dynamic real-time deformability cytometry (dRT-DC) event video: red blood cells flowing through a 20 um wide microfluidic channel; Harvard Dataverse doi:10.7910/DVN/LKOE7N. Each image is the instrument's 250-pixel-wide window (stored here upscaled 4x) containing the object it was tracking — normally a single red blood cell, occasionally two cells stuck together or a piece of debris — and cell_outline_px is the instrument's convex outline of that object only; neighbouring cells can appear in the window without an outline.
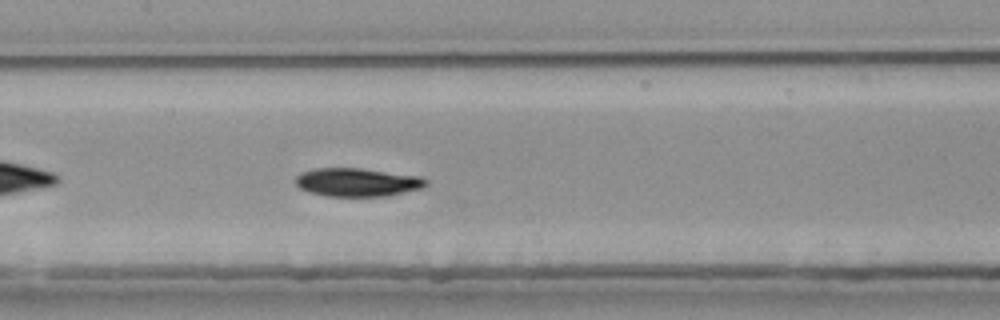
{"species": "common noctule bat (a hibernating species)", "species_latin": "Nyctalus noctula", "temperature_condition": "room temperature", "stored_images_in_passage": 39, "camera_frame_rate_fps": 3000, "um_per_image_px": 0.085, "animal": {"sex": "female", "body_mass_g": 25.1}, "frame": {"image": 1, "passage_image": 12, "time_ms": 3.667, "image_size_px": [1000, 320], "cell_outline_px": [[428, 184], [424, 188], [388, 196], [328, 196], [308, 192], [300, 188], [296, 184], [296, 176], [300, 172], [316, 168], [360, 168], [420, 176], [428, 180]], "centroid_in_image_um": [30.4, 15.49], "position_along_channel_um": 177.0, "area_um2": 21.73}, "authors_computed_cell_mechanics": {"area_um2": 21.7328, "velocity_mm_per_s": 3.7653, "shape_relaxation_time_tau1_ms": 3.6792, "shape_relaxation_time_tau2_ms": 7.7853, "deformation_change_tau1": 0.1626, "deformation_change_tau2": 0.0946}}